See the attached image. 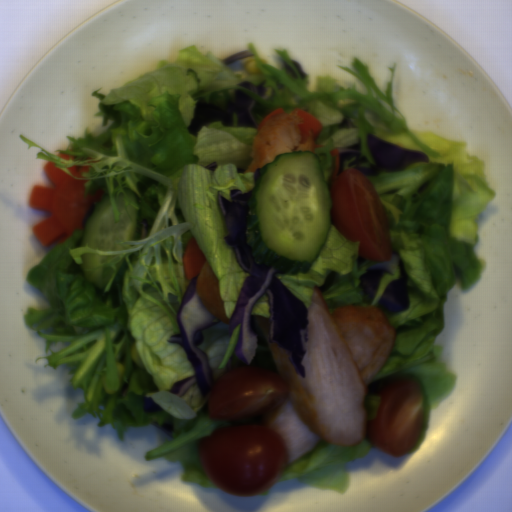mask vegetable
<instances>
[{"instance_id":"obj_1","label":"vegetable","mask_w":512,"mask_h":512,"mask_svg":"<svg viewBox=\"0 0 512 512\" xmlns=\"http://www.w3.org/2000/svg\"><path fill=\"white\" fill-rule=\"evenodd\" d=\"M259 74L247 73L243 58L225 64L213 52H202L195 44L179 51L174 59L160 60L156 68L125 82L98 97L102 126L95 135L84 128L82 138L67 136L62 159L19 134L28 149H40L36 158L84 183V196L97 190L107 193L120 221L116 197L124 196L138 214L140 237L118 243L117 250L78 247L82 229H75L67 240L33 266L28 284L36 287L50 302L49 307L28 308L25 325L38 333L45 344V367L65 365L71 379L68 387L83 389L84 400L73 410L71 419L86 415L99 420L98 427L110 425L122 442L132 427L171 423L172 435L146 452L145 460L162 458L178 463L180 479L203 487L218 488L205 474L199 459V440L221 427L262 425L266 413L243 419H212L208 394L201 397L195 384L178 398L172 386L193 376V365L178 343H168L180 332L178 311L189 280L184 257L192 237L196 240L218 279L226 317L233 316L244 282L250 276L242 271L236 254L227 245V227L218 205V193L230 200V190H253L256 171L250 170L252 144L257 128L233 126L222 121L204 125L196 136L187 129L198 98L224 108L234 90H241L266 107L265 117L277 109L290 114L301 109L320 122L322 129L314 149L328 187L333 183L336 157L340 149L361 141V155L369 169L376 164L367 140L373 134L392 144L425 154L428 162L410 164L401 171L366 176L374 185L389 220L392 257L370 261L359 254L360 242L344 237L333 227L309 271L297 275L278 274L309 310L317 286L336 273L337 280L322 295L330 313L339 306L376 308L394 330L393 343L373 381L388 375H408L419 381L423 426L416 453L423 444L430 413L447 401L457 383L440 356L444 347L435 340L446 328L444 305L449 292L458 286L464 294L476 284L486 267L475 253L479 242L476 221L496 198L486 162L470 153L468 143L444 138L431 131L411 129L393 100L397 62L390 65L385 94L380 91L364 61L354 57L351 66L337 65L360 79L366 94L353 83L344 87L332 77L316 79L310 90L309 76L302 78L291 63L288 49L274 48L296 73L292 78L285 68L264 64L248 44ZM250 81L274 89L268 101L252 90L239 86ZM348 116L354 128L339 129ZM264 117V118H265ZM219 168L204 169L211 162ZM73 165H87L84 177H74ZM239 167L246 168L237 174ZM137 192L140 206L125 192ZM116 256L97 270L110 267L114 273L105 291L96 293L79 265L83 253ZM126 259L127 267L113 292L115 263ZM403 260L408 276L410 309L390 312L378 304L391 280L399 278ZM384 266L378 293L368 300L358 289V278L368 266ZM370 382V383H371ZM368 383V384H370ZM150 397L164 410L146 413L142 397Z\"/></svg>"},{"instance_id":"obj_2","label":"vegetable","mask_w":512,"mask_h":512,"mask_svg":"<svg viewBox=\"0 0 512 512\" xmlns=\"http://www.w3.org/2000/svg\"><path fill=\"white\" fill-rule=\"evenodd\" d=\"M372 447L366 432L358 443L349 446L322 442L309 454L287 465L278 481L298 479L301 483L343 495L349 484L347 463L365 458Z\"/></svg>"},{"instance_id":"obj_3","label":"vegetable","mask_w":512,"mask_h":512,"mask_svg":"<svg viewBox=\"0 0 512 512\" xmlns=\"http://www.w3.org/2000/svg\"><path fill=\"white\" fill-rule=\"evenodd\" d=\"M240 325L233 330L226 325H215L205 331L200 348L206 355L212 374L237 363L235 349L239 342Z\"/></svg>"},{"instance_id":"obj_4","label":"vegetable","mask_w":512,"mask_h":512,"mask_svg":"<svg viewBox=\"0 0 512 512\" xmlns=\"http://www.w3.org/2000/svg\"><path fill=\"white\" fill-rule=\"evenodd\" d=\"M250 315L262 316L265 319H271V311L268 297L261 296L252 306Z\"/></svg>"},{"instance_id":"obj_5","label":"vegetable","mask_w":512,"mask_h":512,"mask_svg":"<svg viewBox=\"0 0 512 512\" xmlns=\"http://www.w3.org/2000/svg\"><path fill=\"white\" fill-rule=\"evenodd\" d=\"M381 397L372 396L366 393L365 404L367 419H376L380 409Z\"/></svg>"},{"instance_id":"obj_6","label":"vegetable","mask_w":512,"mask_h":512,"mask_svg":"<svg viewBox=\"0 0 512 512\" xmlns=\"http://www.w3.org/2000/svg\"><path fill=\"white\" fill-rule=\"evenodd\" d=\"M356 156L353 157L352 159L350 160H347V161H344L343 164H342V170L343 172L346 171L347 169H354L357 165H353V166H349L350 162L355 160Z\"/></svg>"}]
</instances>
